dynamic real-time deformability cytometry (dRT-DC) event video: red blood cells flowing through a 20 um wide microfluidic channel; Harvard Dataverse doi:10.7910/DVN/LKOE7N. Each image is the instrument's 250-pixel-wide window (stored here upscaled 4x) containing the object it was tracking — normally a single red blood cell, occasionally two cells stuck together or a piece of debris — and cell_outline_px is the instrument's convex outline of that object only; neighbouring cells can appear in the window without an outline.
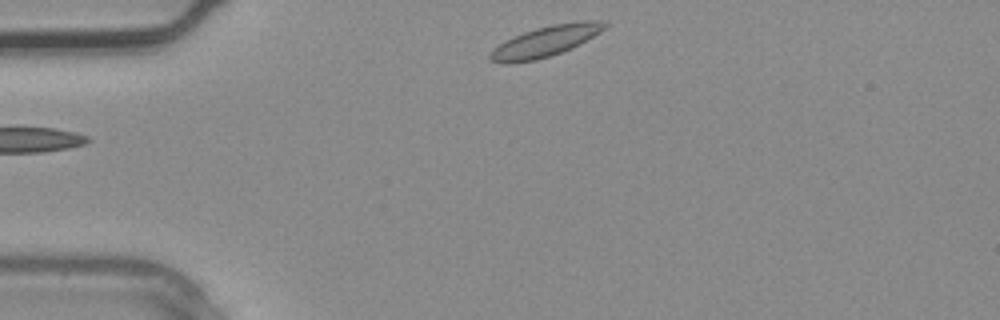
{"species": "common noctule bat (a hibernating species)", "species_latin": "Nyctalus noctula", "temperature_condition": "warm", "stored_images_in_passage": 2, "segment_of_instrument_passage": [2, 2], "camera_frame_rate_fps": 3000, "um_per_image_px": 0.085, "animal": {"sex": "male", "body_mass_g": 20.4}, "frame": {"image": 1, "passage_image": 2, "time_ms": 0.333, "image_size_px": [1000, 320], "cell_outline_px": [[608, 24], [600, 32], [580, 44], [572, 48], [552, 56], [536, 60], [508, 64], [504, 64], [488, 60], [488, 56], [492, 48], [504, 40], [524, 32], [536, 28], [552, 24], [584, 20], [596, 20]], "centroid_in_image_um": [46.3, 3.53], "position_along_channel_um": 38.7, "area_um2": 20.69}}